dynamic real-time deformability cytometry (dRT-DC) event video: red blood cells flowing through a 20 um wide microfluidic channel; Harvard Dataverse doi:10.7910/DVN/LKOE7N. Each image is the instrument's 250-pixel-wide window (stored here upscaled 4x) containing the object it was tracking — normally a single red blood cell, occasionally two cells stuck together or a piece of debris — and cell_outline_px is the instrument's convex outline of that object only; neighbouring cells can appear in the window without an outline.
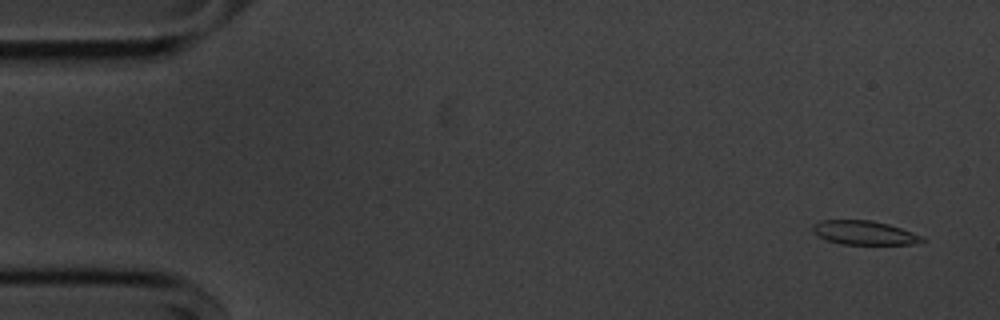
{"species": "common noctule bat (a hibernating species)", "species_latin": "Nyctalus noctula", "temperature_condition": "cold", "stored_images_in_passage": 56, "segment_of_instrument_passage": [1, 2], "camera_frame_rate_fps": 3000, "um_per_image_px": 0.085, "animal": {"sex": "male", "body_mass_g": 20.1, "forearm_length_mm": 53.5}, "frame": {"image": 1, "passage_image": 3, "time_ms": 0.667, "image_size_px": [1000, 320], "cell_outline_px": [[928, 240], [912, 244], [840, 244], [828, 240], [820, 236], [812, 228], [812, 224], [820, 220], [872, 220], [888, 224], [924, 236]], "centroid_in_image_um": [73.5, 19.78], "position_along_channel_um": 11.5, "area_um2": 15.2}}
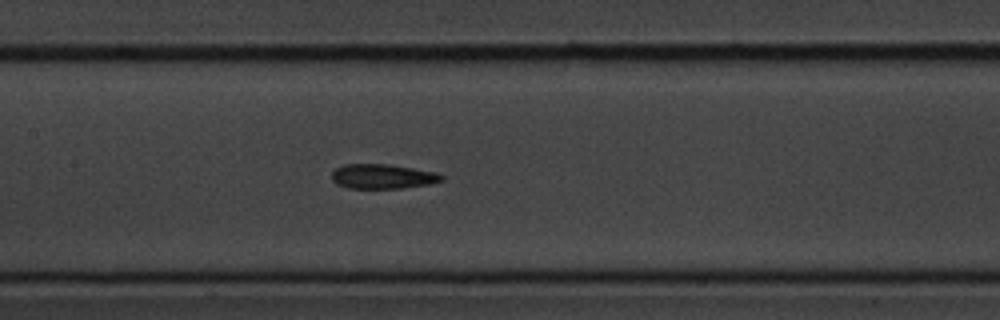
{"frame": {"image": 2, "passage_image": 26, "time_ms": 8.333, "image_size_px": [1000, 320], "cell_outline_px": [[444, 180], [428, 184], [400, 188], [348, 188], [336, 184], [332, 180], [332, 172], [336, 168], [344, 164], [388, 164], [436, 172], [444, 176]], "centroid_in_image_um": [32.5, 14.99], "position_along_channel_um": 174.9, "area_um2": 15.72}}
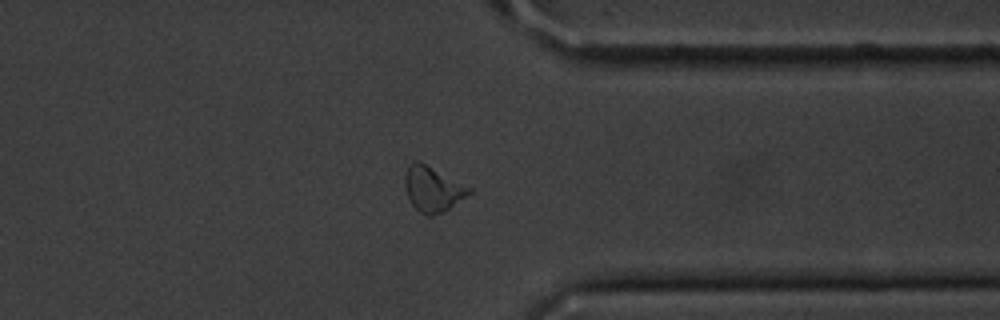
{"frame": {"image": 3, "passage_image": 43, "time_ms": 14.0, "image_size_px": [1000, 320], "cell_outline_px": [[472, 192], [444, 212], [432, 216], [428, 216], [420, 212], [412, 204], [408, 196], [404, 184], [404, 176], [408, 164], [412, 160], [416, 160], [472, 188]], "centroid_in_image_um": [36.76, 16.08], "position_along_channel_um": 374.6, "area_um2": 16.7}}